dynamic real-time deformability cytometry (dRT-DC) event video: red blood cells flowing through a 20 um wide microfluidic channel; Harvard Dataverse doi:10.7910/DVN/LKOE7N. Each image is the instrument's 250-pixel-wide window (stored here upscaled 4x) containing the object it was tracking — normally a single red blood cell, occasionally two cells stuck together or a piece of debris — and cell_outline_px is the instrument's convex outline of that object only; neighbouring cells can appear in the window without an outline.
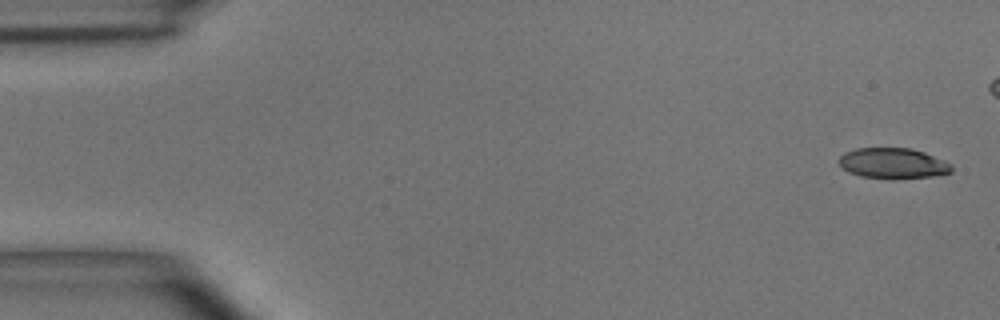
{"species": "common noctule bat (a hibernating species)", "species_latin": "Nyctalus noctula", "temperature_condition": "room temperature", "stored_images_in_passage": 8, "camera_frame_rate_fps": 3000, "um_per_image_px": 0.085, "animal": {"sex": "male", "body_mass_g": 15.6}, "frame": {"image": 1, "passage_image": 1, "time_ms": 0.0, "image_size_px": [1000, 320], "cell_outline_px": [[952, 172], [932, 176], [892, 180], [860, 176], [848, 172], [836, 160], [844, 152], [856, 148], [912, 148], [924, 152], [944, 160], [952, 164]], "centroid_in_image_um": [75.89, 13.89], "position_along_channel_um": 9.1, "area_um2": 20.4}}
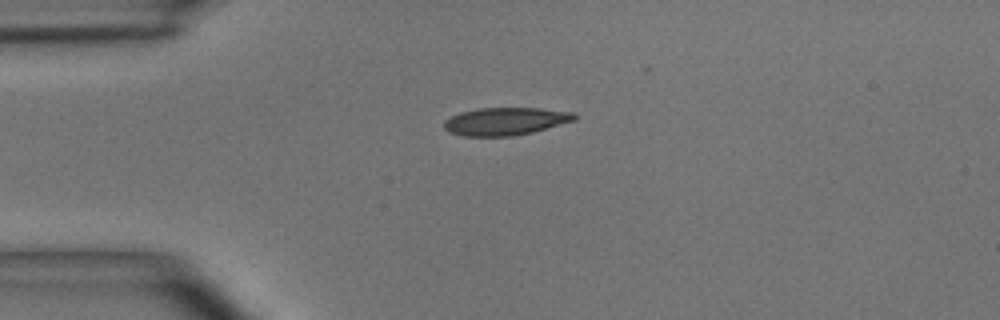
{"frame": {"image": 2, "passage_image": 5, "time_ms": 1.333, "image_size_px": [1000, 320], "cell_outline_px": [[580, 116], [576, 120], [532, 132], [512, 136], [464, 136], [448, 132], [444, 128], [444, 120], [460, 112], [476, 108], [540, 108], [572, 112]], "centroid_in_image_um": [42.96, 10.3], "position_along_channel_um": 42.0, "area_um2": 21.15}}
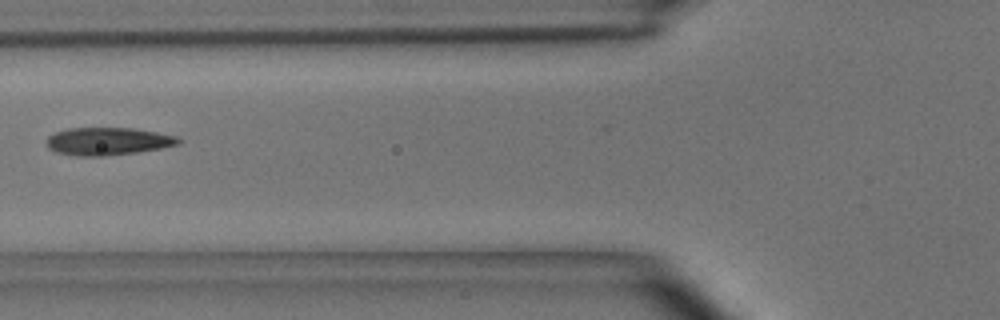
{"frame": {"image": 3, "passage_image": 7, "time_ms": 2.0, "image_size_px": [1000, 320], "cell_outline_px": [[184, 140], [180, 144], [160, 148], [136, 152], [104, 156], [76, 156], [56, 152], [48, 148], [48, 136], [56, 132], [68, 128], [132, 128], [156, 132], [176, 136]], "centroid_in_image_um": [9.19, 12.01], "position_along_channel_um": 116.6, "area_um2": 21.21}}